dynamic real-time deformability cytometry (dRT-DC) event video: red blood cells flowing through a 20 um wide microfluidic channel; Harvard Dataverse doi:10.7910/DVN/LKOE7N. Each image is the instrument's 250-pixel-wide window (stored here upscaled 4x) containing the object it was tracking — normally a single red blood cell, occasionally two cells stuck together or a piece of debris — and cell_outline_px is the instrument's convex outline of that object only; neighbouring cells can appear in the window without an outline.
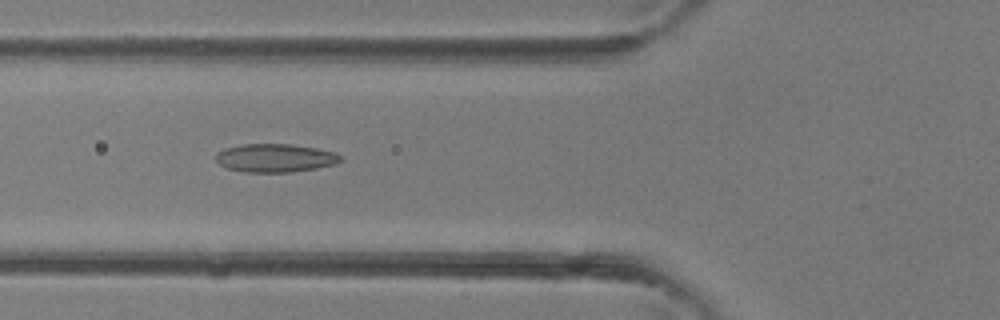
{"species": "common noctule bat (a hibernating species)", "species_latin": "Nyctalus noctula", "temperature_condition": "room temperature", "stored_images_in_passage": 38, "camera_frame_rate_fps": 3000, "um_per_image_px": 0.085, "animal": {"sex": "female"}, "frame": {"image": 1, "passage_image": 14, "time_ms": 4.333, "image_size_px": [1000, 320], "cell_outline_px": [[344, 160], [336, 164], [316, 168], [292, 172], [244, 172], [228, 168], [220, 164], [216, 160], [216, 152], [224, 148], [244, 144], [292, 144], [316, 148], [336, 152], [344, 156]], "centroid_in_image_um": [23.44, 13.42], "position_along_channel_um": 102.4, "area_um2": 20.81}}
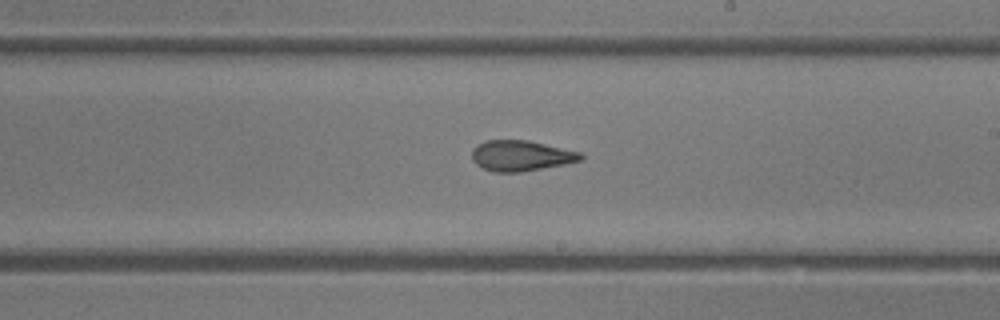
{"frame": {"image": 2, "passage_image": 22, "time_ms": 7.0, "image_size_px": [1000, 320], "cell_outline_px": [[584, 156], [580, 160], [564, 164], [520, 172], [492, 172], [476, 164], [472, 160], [472, 148], [476, 144], [484, 140], [528, 140], [580, 152]], "centroid_in_image_um": [44.23, 13.23], "position_along_channel_um": 244.8, "area_um2": 19.36}}
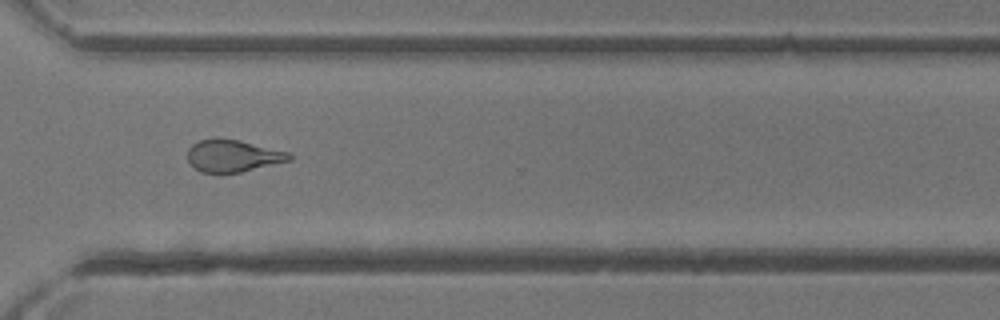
{"frame": {"image": 3, "passage_image": 28, "time_ms": 9.0, "image_size_px": [1000, 320], "cell_outline_px": [[292, 160], [240, 172], [200, 172], [188, 160], [188, 148], [192, 144], [200, 140], [212, 136], [240, 140], [288, 152], [292, 156]], "centroid_in_image_um": [19.78, 13.21], "position_along_channel_um": 350.8, "area_um2": 19.07}}